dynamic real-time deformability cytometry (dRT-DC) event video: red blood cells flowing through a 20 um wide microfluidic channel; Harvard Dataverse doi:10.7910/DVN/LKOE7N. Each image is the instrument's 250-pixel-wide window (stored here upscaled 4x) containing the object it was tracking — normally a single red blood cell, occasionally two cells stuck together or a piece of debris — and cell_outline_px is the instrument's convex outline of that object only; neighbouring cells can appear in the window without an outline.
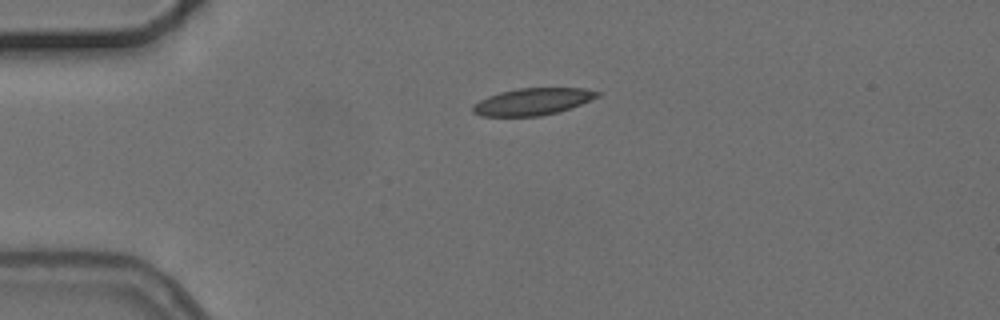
{"species": "common noctule bat (a hibernating species)", "species_latin": "Nyctalus noctula", "temperature_condition": "cold", "stored_images_in_passage": 3, "camera_frame_rate_fps": 3000, "um_per_image_px": 0.085, "animal": {"sex": "female", "body_mass_g": 24.6, "forearm_length_mm": 56.2}, "frame": {"image": 1, "passage_image": 1, "time_ms": 0.0, "image_size_px": [1000, 320], "cell_outline_px": [[604, 92], [600, 96], [592, 100], [556, 112], [540, 116], [480, 116], [472, 112], [472, 104], [488, 96], [500, 92], [520, 88], [584, 88]], "centroid_in_image_um": [45.28, 8.63], "position_along_channel_um": 39.7, "area_um2": 19.59}}